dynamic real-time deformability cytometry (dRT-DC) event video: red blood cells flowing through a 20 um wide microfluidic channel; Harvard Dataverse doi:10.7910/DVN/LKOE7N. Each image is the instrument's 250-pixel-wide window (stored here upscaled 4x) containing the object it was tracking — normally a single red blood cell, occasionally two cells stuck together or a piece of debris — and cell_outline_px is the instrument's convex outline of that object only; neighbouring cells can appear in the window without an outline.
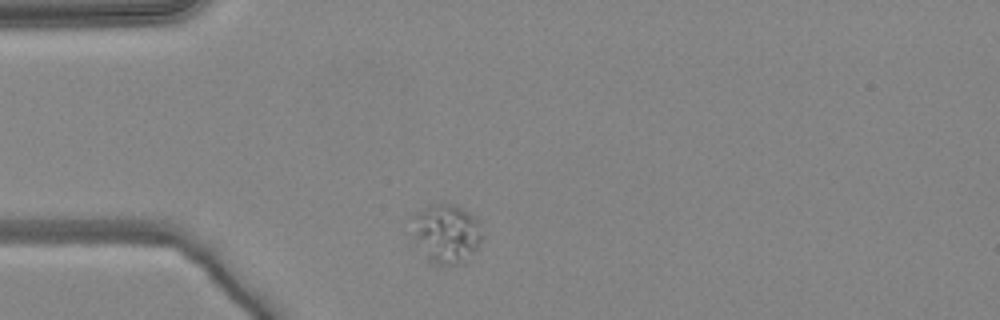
{"species": "common noctule bat (a hibernating species)", "species_latin": "Nyctalus noctula", "temperature_condition": "warm", "stored_images_in_passage": 4, "camera_frame_rate_fps": 3000, "um_per_image_px": 0.085, "animal": {"sex": "female", "body_mass_g": 24.6, "forearm_length_mm": 56.2}, "frame": {"image": 1, "passage_image": 1, "time_ms": 0.0, "image_size_px": [1000, 320], "cell_outline_px": [[480, 244], [476, 252], [464, 264], [436, 264], [428, 260], [412, 236], [412, 216], [416, 212], [440, 200], [444, 200], [464, 208], [480, 224]], "centroid_in_image_um": [37.92, 19.82], "position_along_channel_um": 47.1, "area_um2": 24.62}}
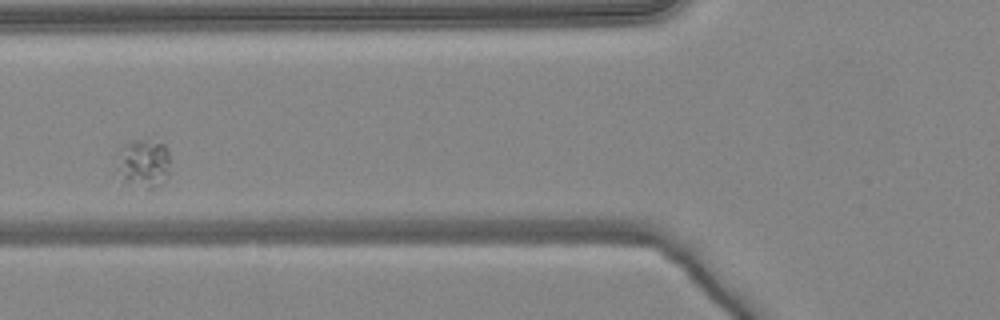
{"frame": {"image": 2, "passage_image": 3, "time_ms": 0.667, "image_size_px": [1000, 320], "cell_outline_px": [[172, 160], [164, 184], [148, 192], [124, 180], [116, 156], [124, 144], [132, 140], [144, 140], [164, 144], [168, 148]], "centroid_in_image_um": [12.29, 13.91], "position_along_channel_um": 113.5, "area_um2": 15.43}}
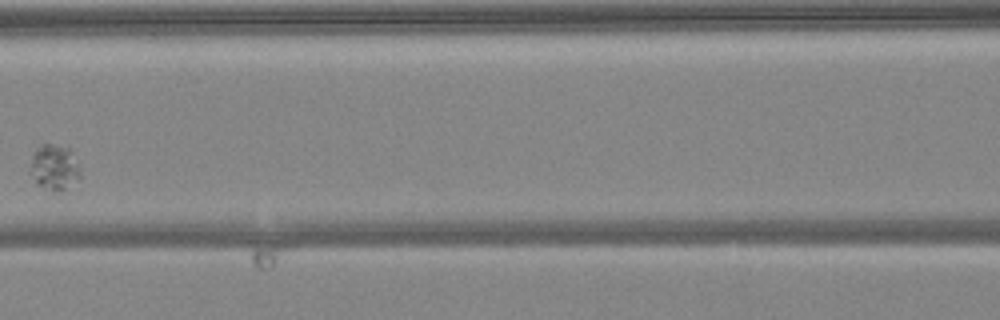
{"frame": {"image": 3, "passage_image": 4, "time_ms": 1.0, "image_size_px": [1000, 320], "cell_outline_px": [[76, 176], [64, 188], [52, 188], [36, 184], [28, 172], [32, 156], [36, 148], [44, 144], [68, 144], [76, 168]], "centroid_in_image_um": [4.47, 14.1], "position_along_channel_um": 162.1, "area_um2": 12.31}}